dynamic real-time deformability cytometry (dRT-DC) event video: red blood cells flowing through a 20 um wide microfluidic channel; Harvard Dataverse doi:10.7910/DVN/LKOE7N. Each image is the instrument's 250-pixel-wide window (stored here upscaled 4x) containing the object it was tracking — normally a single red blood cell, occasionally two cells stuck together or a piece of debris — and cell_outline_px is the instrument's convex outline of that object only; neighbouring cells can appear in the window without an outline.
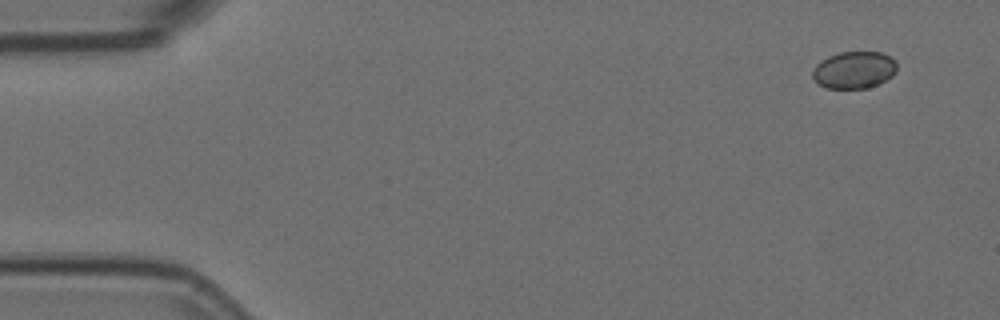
{"species": "Egyptian fruit bat (a non-hibernating species)", "species_latin": "Rousettus aegyptiacus", "temperature_condition": "room temperature", "stored_images_in_passage": 4, "camera_frame_rate_fps": 3000, "um_per_image_px": 0.085, "animal": {"sex": "female"}, "frame": {"image": 1, "passage_image": 1, "time_ms": 0.0, "image_size_px": [1000, 320], "cell_outline_px": [[896, 72], [892, 76], [868, 88], [824, 88], [816, 84], [812, 76], [812, 72], [816, 64], [820, 60], [828, 56], [840, 52], [884, 52], [892, 56], [896, 60]], "centroid_in_image_um": [72.58, 5.94], "position_along_channel_um": 12.4, "area_um2": 18.5}}